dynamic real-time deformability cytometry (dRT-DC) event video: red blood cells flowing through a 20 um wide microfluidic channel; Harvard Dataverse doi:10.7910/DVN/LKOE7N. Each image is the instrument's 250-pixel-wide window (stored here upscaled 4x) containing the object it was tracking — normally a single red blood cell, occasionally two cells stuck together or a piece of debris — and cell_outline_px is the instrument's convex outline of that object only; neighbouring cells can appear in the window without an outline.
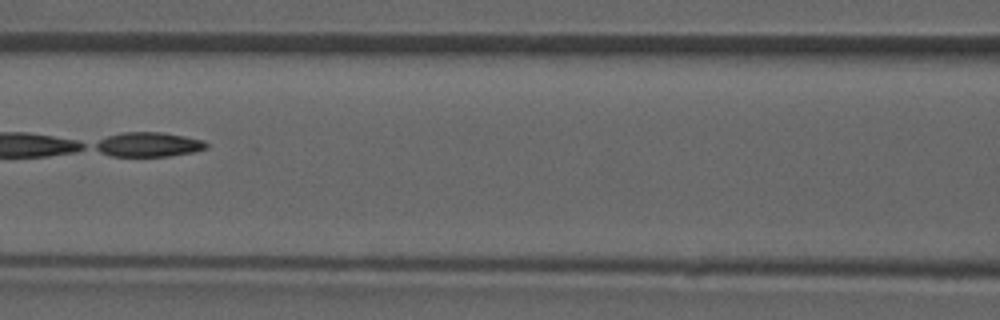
{"species": "common noctule bat (a hibernating species)", "species_latin": "Nyctalus noctula", "temperature_condition": "room temperature", "stored_images_in_passage": 3, "camera_frame_rate_fps": 3000, "um_per_image_px": 0.085, "animal": {"sex": "male", "forearm_length_mm": 52.5}, "frame": {"image": 1, "passage_image": 3, "time_ms": 2.333, "image_size_px": [1000, 320], "cell_outline_px": [[208, 148], [192, 152], [168, 156], [112, 156], [100, 152], [92, 148], [92, 144], [108, 136], [120, 132], [160, 132], [184, 136], [204, 140], [208, 144]], "centroid_in_image_um": [12.59, 12.28], "position_along_channel_um": 154.0, "area_um2": 15.95}}